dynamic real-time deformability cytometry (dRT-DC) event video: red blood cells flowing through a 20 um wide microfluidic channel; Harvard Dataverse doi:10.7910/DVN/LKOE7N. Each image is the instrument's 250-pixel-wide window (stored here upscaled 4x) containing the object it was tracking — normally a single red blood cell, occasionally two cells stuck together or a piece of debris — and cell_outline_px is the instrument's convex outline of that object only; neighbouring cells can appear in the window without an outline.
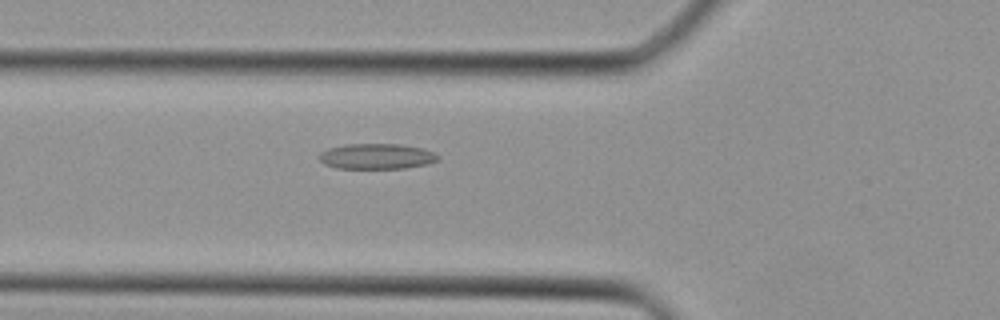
{"species": "Egyptian fruit bat (a non-hibernating species)", "species_latin": "Rousettus aegyptiacus", "temperature_condition": "cold", "stored_images_in_passage": 40, "camera_frame_rate_fps": 3000, "um_per_image_px": 0.085, "animal": {"sex": "female"}, "frame": {"image": 1, "passage_image": 15, "time_ms": 4.667, "image_size_px": [1000, 320], "cell_outline_px": [[440, 156], [436, 160], [428, 164], [404, 168], [336, 168], [324, 164], [320, 160], [320, 152], [328, 148], [344, 144], [400, 144], [420, 148], [432, 152]], "centroid_in_image_um": [31.98, 13.28], "position_along_channel_um": 93.8, "area_um2": 17.51}}
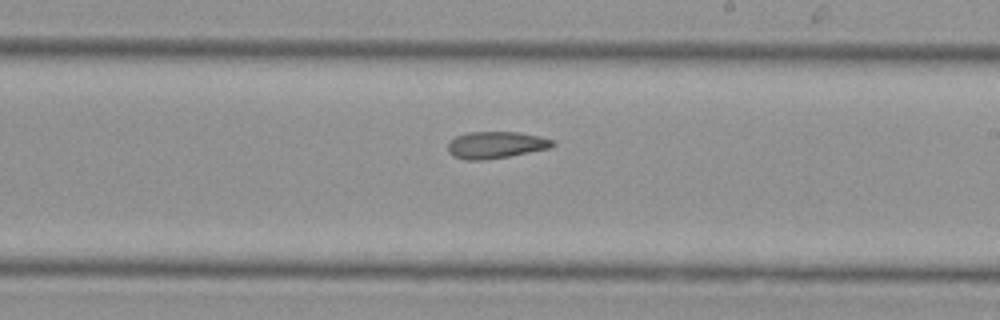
{"frame": {"image": 2, "passage_image": 24, "time_ms": 7.667, "image_size_px": [1000, 320], "cell_outline_px": [[556, 144], [548, 148], [508, 156], [480, 160], [464, 160], [452, 156], [448, 152], [448, 144], [456, 136], [468, 132], [520, 132], [540, 136], [552, 140]], "centroid_in_image_um": [42.11, 12.31], "position_along_channel_um": 246.9, "area_um2": 16.24}}
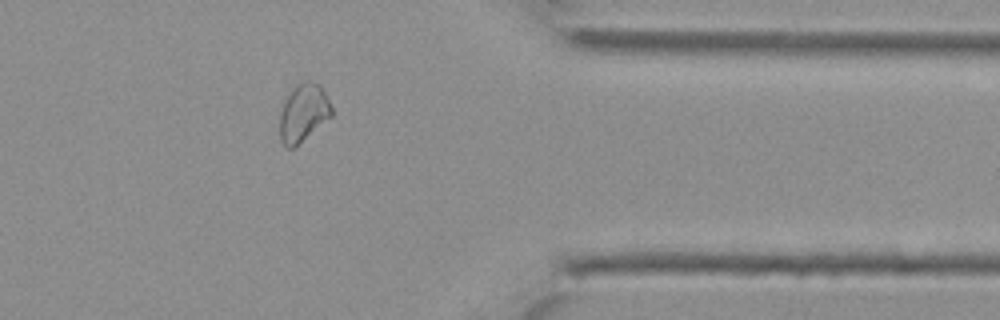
{"frame": {"image": 3, "passage_image": 33, "time_ms": 10.667, "image_size_px": [1000, 320], "cell_outline_px": [[332, 116], [292, 148], [288, 148], [280, 140], [280, 112], [284, 100], [292, 88], [296, 84], [304, 80], [308, 80], [320, 84], [332, 108]], "centroid_in_image_um": [25.77, 9.55], "position_along_channel_um": 385.6, "area_um2": 17.28}}